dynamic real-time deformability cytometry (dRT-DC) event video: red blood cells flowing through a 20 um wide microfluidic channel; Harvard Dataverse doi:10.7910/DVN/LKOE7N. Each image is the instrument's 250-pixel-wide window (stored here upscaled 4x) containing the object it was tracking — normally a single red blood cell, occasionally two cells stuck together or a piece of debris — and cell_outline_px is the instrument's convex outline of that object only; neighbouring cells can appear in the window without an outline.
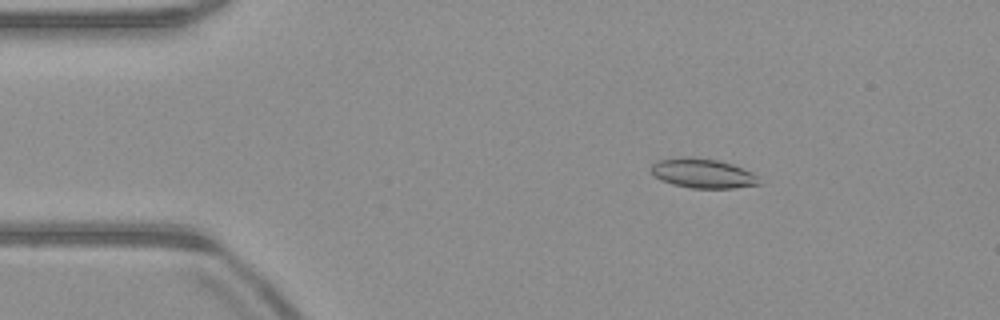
{"species": "common noctule bat (a hibernating species)", "species_latin": "Nyctalus noctula", "temperature_condition": "warm", "stored_images_in_passage": 50, "camera_frame_rate_fps": 3000, "um_per_image_px": 0.085, "animal": {"sex": "male", "body_mass_g": 23.1, "forearm_length_mm": 52.7}, "frame": {"image": 1, "passage_image": 7, "time_ms": 2.0, "image_size_px": [1000, 320], "cell_outline_px": [[760, 184], [732, 188], [692, 188], [672, 184], [660, 180], [648, 172], [648, 168], [656, 160], [684, 156], [692, 156], [716, 160], [732, 164], [752, 172], [756, 176]], "centroid_in_image_um": [59.63, 14.72], "position_along_channel_um": 25.4, "area_um2": 18.79}}
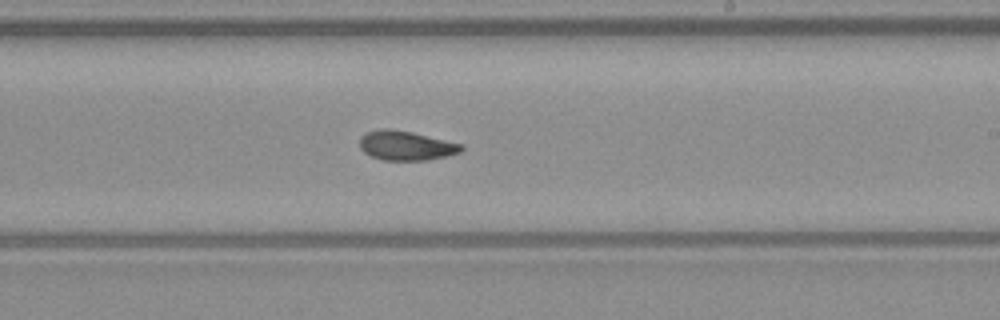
{"frame": {"image": 2, "passage_image": 29, "time_ms": 9.333, "image_size_px": [1000, 320], "cell_outline_px": [[464, 148], [460, 152], [428, 160], [384, 160], [372, 156], [364, 152], [360, 148], [360, 136], [364, 132], [380, 128], [392, 128], [412, 132], [464, 144]], "centroid_in_image_um": [34.49, 12.35], "position_along_channel_um": 254.5, "area_um2": 17.57}}
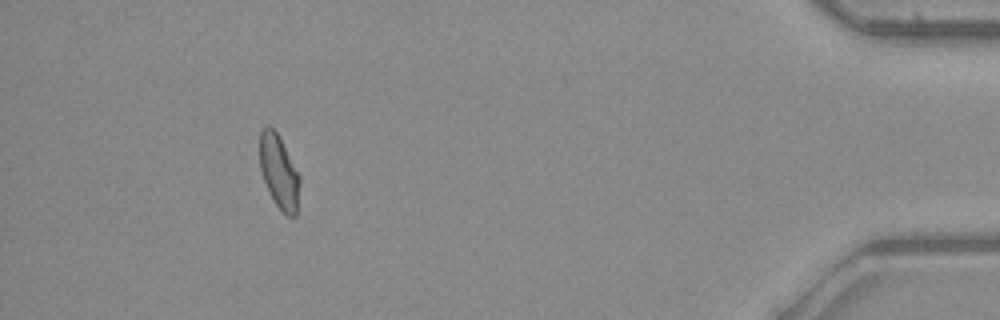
{"frame": {"image": 3, "passage_image": 46, "time_ms": 15.0, "image_size_px": [1000, 320], "cell_outline_px": [[300, 184], [296, 216], [288, 216], [276, 204], [264, 180], [260, 168], [260, 132], [268, 124], [276, 132], [300, 176]], "centroid_in_image_um": [23.72, 14.6], "position_along_channel_um": 411.5, "area_um2": 16.65}, "authors_computed_cell_mechanics": {"area_um2": 17.629, "velocity_mm_per_s": 3.9825, "shape_relaxation_time_tau1_ms": 4.4864, "shape_relaxation_time_tau2_ms": 1.9082, "deformation_change_tau1": 0.14, "deformation_change_tau2": 0.0733}}